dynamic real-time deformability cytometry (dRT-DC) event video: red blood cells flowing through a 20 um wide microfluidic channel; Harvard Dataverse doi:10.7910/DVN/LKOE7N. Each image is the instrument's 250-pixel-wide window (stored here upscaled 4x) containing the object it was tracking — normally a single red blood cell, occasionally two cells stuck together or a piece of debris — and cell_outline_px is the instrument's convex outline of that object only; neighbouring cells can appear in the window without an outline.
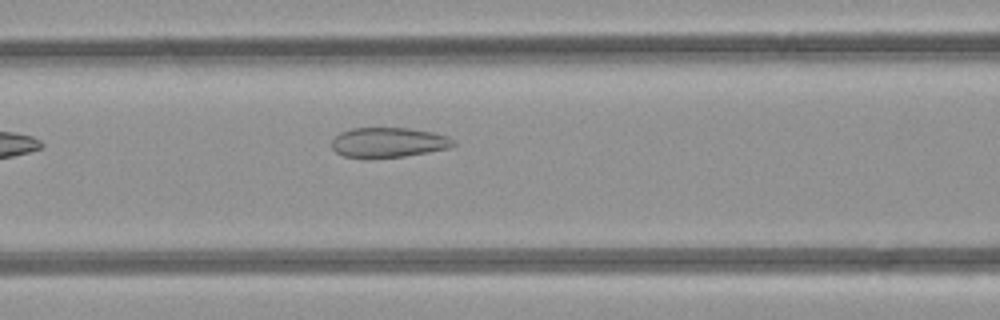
{"species": "common noctule bat (a hibernating species)", "species_latin": "Nyctalus noctula", "temperature_condition": "room temperature", "stored_images_in_passage": 6, "camera_frame_rate_fps": 3000, "um_per_image_px": 0.085, "animal": {"sex": "female", "body_mass_g": 21.9}, "frame": {"image": 1, "passage_image": 6, "time_ms": 6.667, "image_size_px": [1000, 320], "cell_outline_px": [[456, 144], [448, 148], [428, 152], [404, 156], [344, 156], [336, 152], [332, 148], [332, 140], [340, 132], [352, 128], [408, 128], [432, 132], [448, 136], [456, 140]], "centroid_in_image_um": [33.06, 12.08], "position_along_channel_um": 133.5, "area_um2": 20.75}}